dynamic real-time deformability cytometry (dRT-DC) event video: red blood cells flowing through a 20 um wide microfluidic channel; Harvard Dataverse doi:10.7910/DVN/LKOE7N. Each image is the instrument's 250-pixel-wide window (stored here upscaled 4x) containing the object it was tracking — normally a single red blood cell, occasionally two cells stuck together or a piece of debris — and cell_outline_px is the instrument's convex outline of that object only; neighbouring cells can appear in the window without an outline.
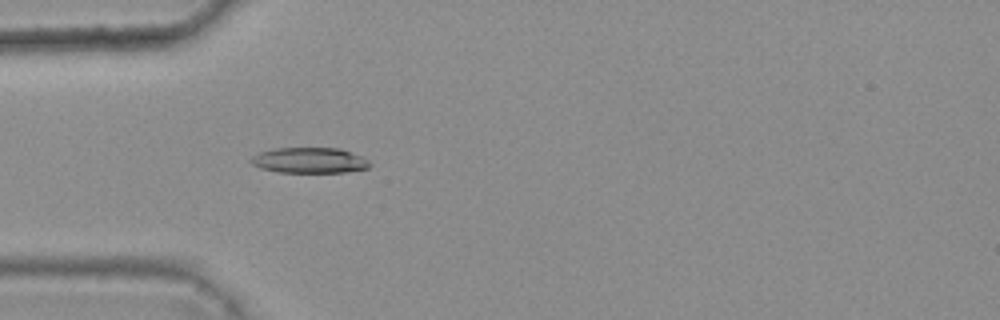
{"species": "common noctule bat (a hibernating species)", "species_latin": "Nyctalus noctula", "temperature_condition": "warm", "stored_images_in_passage": 1, "camera_frame_rate_fps": 3000, "um_per_image_px": 0.085, "animal": {"sex": "female", "body_mass_g": 25.1}, "frame": {"image": 1, "passage_image": 1, "time_ms": 0.0, "image_size_px": [1000, 320], "cell_outline_px": [[372, 164], [368, 168], [344, 172], [280, 172], [260, 168], [252, 164], [248, 160], [252, 156], [260, 152], [272, 148], [340, 148], [364, 156]], "centroid_in_image_um": [26.32, 13.62], "position_along_channel_um": 58.7, "area_um2": 17.86}}